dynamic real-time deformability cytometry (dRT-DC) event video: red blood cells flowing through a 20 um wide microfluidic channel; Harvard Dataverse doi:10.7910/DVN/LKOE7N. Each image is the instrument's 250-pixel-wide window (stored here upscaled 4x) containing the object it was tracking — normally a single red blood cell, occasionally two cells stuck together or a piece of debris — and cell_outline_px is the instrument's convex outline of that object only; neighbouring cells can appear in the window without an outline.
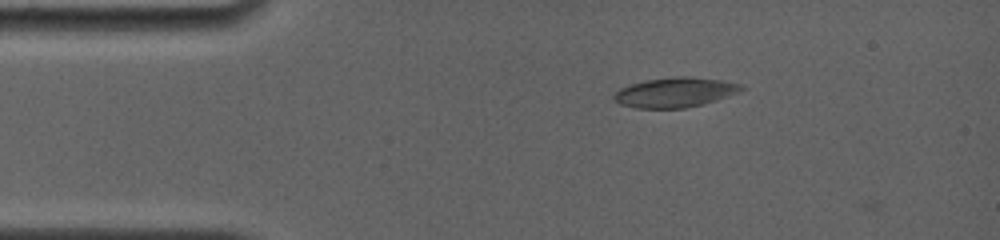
{"species": "common noctule bat (a hibernating species)", "species_latin": "Nyctalus noctula", "temperature_condition": "room temperature", "stored_images_in_passage": 28, "camera_frame_rate_fps": 4000, "um_per_image_px": 0.085, "animal": {"sex": "female", "body_mass_g": 19.0, "forearm_length_mm": 56.7}, "frame": {"image": 1, "passage_image": 3, "time_ms": 1.25, "image_size_px": [1000, 240], "cell_outline_px": [[744, 88], [740, 92], [716, 100], [684, 108], [636, 108], [620, 104], [612, 96], [620, 88], [644, 80], [676, 76], [692, 76], [720, 80], [740, 84]], "centroid_in_image_um": [57.37, 7.84], "position_along_channel_um": 27.6, "area_um2": 21.96}}
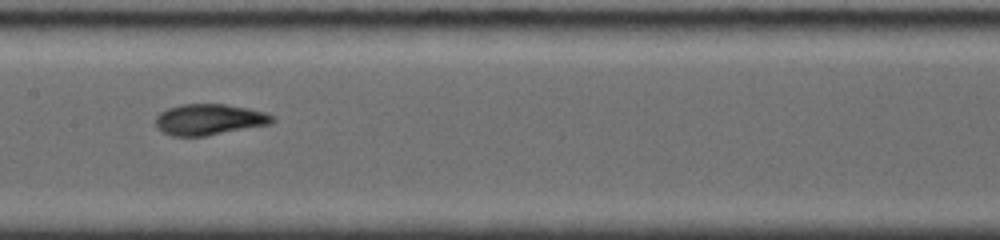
{"frame": {"image": 2, "passage_image": 14, "time_ms": 6.75, "image_size_px": [1000, 240], "cell_outline_px": [[276, 120], [268, 124], [204, 136], [172, 136], [156, 128], [156, 116], [160, 112], [168, 108], [184, 104], [224, 104], [248, 108], [264, 112], [272, 116]], "centroid_in_image_um": [17.74, 10.15], "position_along_channel_um": 189.7, "area_um2": 20.81}}
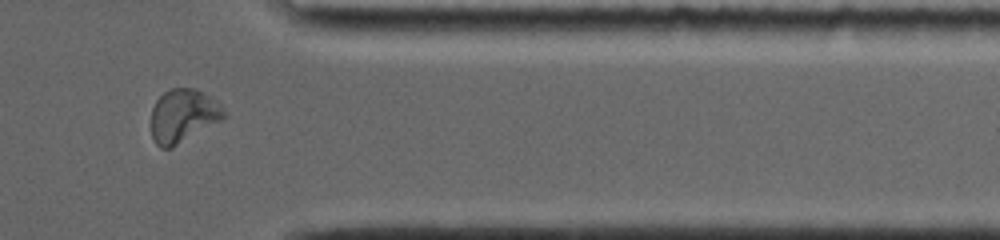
{"frame": {"image": 3, "passage_image": 24, "time_ms": 12.25, "image_size_px": [1000, 240], "cell_outline_px": [[228, 116], [172, 148], [160, 148], [156, 144], [152, 136], [152, 108], [156, 100], [164, 92], [172, 88], [196, 88], [212, 96], [228, 112]], "centroid_in_image_um": [15.6, 9.82], "position_along_channel_um": 395.8, "area_um2": 22.83}, "authors_computed_cell_mechanics": {"area_um2": 21.0681, "velocity_mm_per_s": 3.7883, "shape_relaxation_time_tau1_ms": 5.0101, "shape_relaxation_time_tau2_ms": 2.9883, "deformation_change_tau1": 0.1787, "deformation_change_tau2": 0.0928}}